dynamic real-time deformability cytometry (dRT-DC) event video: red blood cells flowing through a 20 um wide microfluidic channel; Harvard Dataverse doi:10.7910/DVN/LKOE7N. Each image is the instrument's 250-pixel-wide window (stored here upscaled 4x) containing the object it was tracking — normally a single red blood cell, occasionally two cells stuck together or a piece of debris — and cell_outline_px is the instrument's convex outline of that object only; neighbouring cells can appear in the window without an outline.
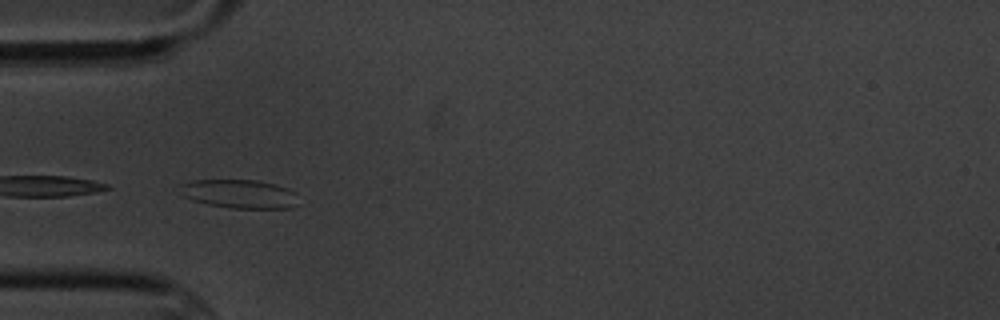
{"species": "common noctule bat (a hibernating species)", "species_latin": "Nyctalus noctula", "temperature_condition": "cold", "stored_images_in_passage": 10, "camera_frame_rate_fps": 3000, "um_per_image_px": 0.085, "animal": {"sex": "male", "body_mass_g": 20.1, "forearm_length_mm": 53.5}, "frame": {"image": 1, "passage_image": 4, "time_ms": 4.0, "image_size_px": [1000, 320], "cell_outline_px": [[296, 204], [288, 208], [228, 208], [208, 204], [192, 200], [180, 196], [176, 192], [180, 184], [192, 180], [256, 180], [276, 184], [288, 188], [296, 192]], "centroid_in_image_um": [20.26, 16.47], "position_along_channel_um": 64.7, "area_um2": 20.11}}
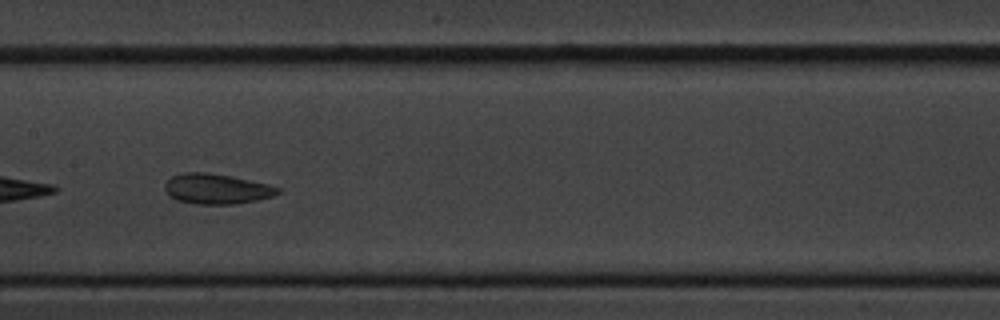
{"frame": {"image": 2, "passage_image": 7, "time_ms": 7.667, "image_size_px": [1000, 320], "cell_outline_px": [[280, 192], [272, 196], [256, 200], [236, 204], [196, 204], [176, 200], [168, 196], [164, 188], [164, 184], [172, 176], [184, 172], [208, 172], [268, 184], [280, 188]], "centroid_in_image_um": [18.36, 16.06], "position_along_channel_um": 189.0, "area_um2": 19.83}}
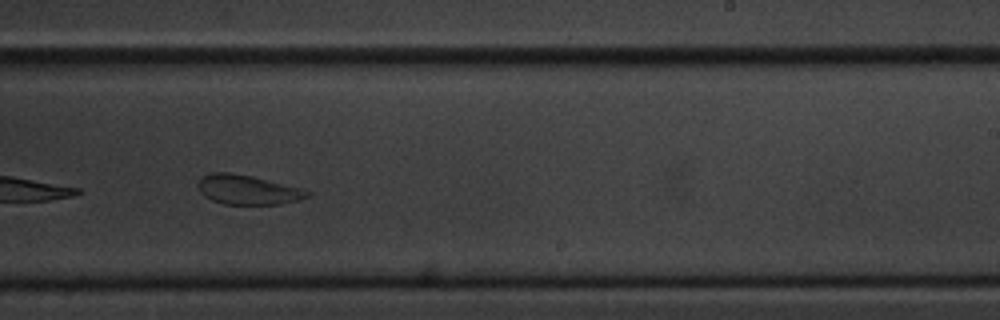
{"frame": {"image": 3, "passage_image": 9, "time_ms": 10.0, "image_size_px": [1000, 320], "cell_outline_px": [[312, 192], [308, 196], [296, 200], [280, 204], [224, 204], [212, 200], [204, 196], [200, 192], [196, 184], [204, 176], [212, 172], [228, 172], [252, 176]], "centroid_in_image_um": [20.98, 16.13], "position_along_channel_um": 268.0, "area_um2": 18.38}}